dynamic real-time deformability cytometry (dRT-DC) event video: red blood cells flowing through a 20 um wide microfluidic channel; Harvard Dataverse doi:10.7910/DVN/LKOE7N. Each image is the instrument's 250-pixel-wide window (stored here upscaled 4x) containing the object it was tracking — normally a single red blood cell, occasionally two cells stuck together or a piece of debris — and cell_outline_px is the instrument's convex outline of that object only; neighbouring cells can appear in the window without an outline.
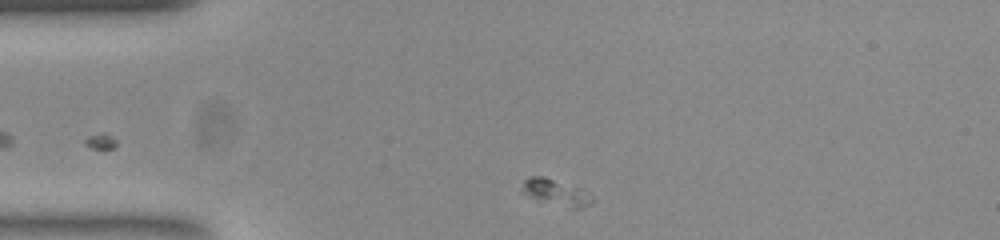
{"species": "common noctule bat (a hibernating species)", "species_latin": "Nyctalus noctula", "temperature_condition": "room temperature", "stored_images_in_passage": 38, "camera_frame_rate_fps": 3000, "um_per_image_px": 0.085, "animal": {"sex": "female", "body_mass_g": 23.0, "forearm_length_mm": 53.4}, "frame": {"image": 1, "passage_image": 1, "time_ms": 0.0, "image_size_px": [1000, 240], "cell_outline_px": [[596, 200], [592, 204], [580, 208], [572, 208], [536, 200], [524, 192], [524, 180], [528, 176], [544, 176], [584, 188]], "centroid_in_image_um": [47.36, 16.35], "position_along_channel_um": 37.6, "area_um2": 10.87}}